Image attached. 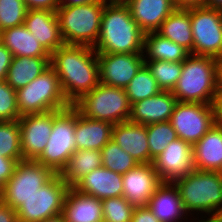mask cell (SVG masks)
I'll use <instances>...</instances> for the list:
<instances>
[{
    "label": "cell",
    "instance_id": "obj_1",
    "mask_svg": "<svg viewBox=\"0 0 222 222\" xmlns=\"http://www.w3.org/2000/svg\"><path fill=\"white\" fill-rule=\"evenodd\" d=\"M50 66L71 105L100 83L98 57L91 46L63 44L50 55Z\"/></svg>",
    "mask_w": 222,
    "mask_h": 222
},
{
    "label": "cell",
    "instance_id": "obj_2",
    "mask_svg": "<svg viewBox=\"0 0 222 222\" xmlns=\"http://www.w3.org/2000/svg\"><path fill=\"white\" fill-rule=\"evenodd\" d=\"M144 34L123 0H109L105 3L99 36L93 48L96 53H144Z\"/></svg>",
    "mask_w": 222,
    "mask_h": 222
},
{
    "label": "cell",
    "instance_id": "obj_3",
    "mask_svg": "<svg viewBox=\"0 0 222 222\" xmlns=\"http://www.w3.org/2000/svg\"><path fill=\"white\" fill-rule=\"evenodd\" d=\"M217 58L190 54L182 62L181 76L172 90L180 102L215 105Z\"/></svg>",
    "mask_w": 222,
    "mask_h": 222
},
{
    "label": "cell",
    "instance_id": "obj_4",
    "mask_svg": "<svg viewBox=\"0 0 222 222\" xmlns=\"http://www.w3.org/2000/svg\"><path fill=\"white\" fill-rule=\"evenodd\" d=\"M185 211L208 213L211 221L222 220V173L195 169L174 182Z\"/></svg>",
    "mask_w": 222,
    "mask_h": 222
},
{
    "label": "cell",
    "instance_id": "obj_5",
    "mask_svg": "<svg viewBox=\"0 0 222 222\" xmlns=\"http://www.w3.org/2000/svg\"><path fill=\"white\" fill-rule=\"evenodd\" d=\"M105 3L59 6L57 17L64 44L96 45Z\"/></svg>",
    "mask_w": 222,
    "mask_h": 222
},
{
    "label": "cell",
    "instance_id": "obj_6",
    "mask_svg": "<svg viewBox=\"0 0 222 222\" xmlns=\"http://www.w3.org/2000/svg\"><path fill=\"white\" fill-rule=\"evenodd\" d=\"M19 115L64 110L72 106L65 98L56 71L49 66L25 87L16 90Z\"/></svg>",
    "mask_w": 222,
    "mask_h": 222
},
{
    "label": "cell",
    "instance_id": "obj_7",
    "mask_svg": "<svg viewBox=\"0 0 222 222\" xmlns=\"http://www.w3.org/2000/svg\"><path fill=\"white\" fill-rule=\"evenodd\" d=\"M77 110L70 106L53 111V126L44 151L36 159L55 174H61L70 157L76 152L75 127Z\"/></svg>",
    "mask_w": 222,
    "mask_h": 222
},
{
    "label": "cell",
    "instance_id": "obj_8",
    "mask_svg": "<svg viewBox=\"0 0 222 222\" xmlns=\"http://www.w3.org/2000/svg\"><path fill=\"white\" fill-rule=\"evenodd\" d=\"M81 115L118 124L129 120L131 104L124 88L99 83L72 105Z\"/></svg>",
    "mask_w": 222,
    "mask_h": 222
},
{
    "label": "cell",
    "instance_id": "obj_9",
    "mask_svg": "<svg viewBox=\"0 0 222 222\" xmlns=\"http://www.w3.org/2000/svg\"><path fill=\"white\" fill-rule=\"evenodd\" d=\"M56 174L36 160L18 161L13 175L0 190V199L13 209L37 192Z\"/></svg>",
    "mask_w": 222,
    "mask_h": 222
},
{
    "label": "cell",
    "instance_id": "obj_10",
    "mask_svg": "<svg viewBox=\"0 0 222 222\" xmlns=\"http://www.w3.org/2000/svg\"><path fill=\"white\" fill-rule=\"evenodd\" d=\"M69 186L56 174L16 209L17 222H41L62 213Z\"/></svg>",
    "mask_w": 222,
    "mask_h": 222
},
{
    "label": "cell",
    "instance_id": "obj_11",
    "mask_svg": "<svg viewBox=\"0 0 222 222\" xmlns=\"http://www.w3.org/2000/svg\"><path fill=\"white\" fill-rule=\"evenodd\" d=\"M193 54L222 58V11L190 7Z\"/></svg>",
    "mask_w": 222,
    "mask_h": 222
},
{
    "label": "cell",
    "instance_id": "obj_12",
    "mask_svg": "<svg viewBox=\"0 0 222 222\" xmlns=\"http://www.w3.org/2000/svg\"><path fill=\"white\" fill-rule=\"evenodd\" d=\"M170 122L178 138L193 146L217 123L215 105L178 101Z\"/></svg>",
    "mask_w": 222,
    "mask_h": 222
},
{
    "label": "cell",
    "instance_id": "obj_13",
    "mask_svg": "<svg viewBox=\"0 0 222 222\" xmlns=\"http://www.w3.org/2000/svg\"><path fill=\"white\" fill-rule=\"evenodd\" d=\"M97 57L99 82L124 89L145 64L143 53H97Z\"/></svg>",
    "mask_w": 222,
    "mask_h": 222
},
{
    "label": "cell",
    "instance_id": "obj_14",
    "mask_svg": "<svg viewBox=\"0 0 222 222\" xmlns=\"http://www.w3.org/2000/svg\"><path fill=\"white\" fill-rule=\"evenodd\" d=\"M153 167L164 183H174L195 170L193 146L177 138L153 159Z\"/></svg>",
    "mask_w": 222,
    "mask_h": 222
},
{
    "label": "cell",
    "instance_id": "obj_15",
    "mask_svg": "<svg viewBox=\"0 0 222 222\" xmlns=\"http://www.w3.org/2000/svg\"><path fill=\"white\" fill-rule=\"evenodd\" d=\"M18 121L22 160H36L44 151L52 132L53 111L23 115Z\"/></svg>",
    "mask_w": 222,
    "mask_h": 222
},
{
    "label": "cell",
    "instance_id": "obj_16",
    "mask_svg": "<svg viewBox=\"0 0 222 222\" xmlns=\"http://www.w3.org/2000/svg\"><path fill=\"white\" fill-rule=\"evenodd\" d=\"M123 197L134 207H145L163 183L152 163L138 164L122 175Z\"/></svg>",
    "mask_w": 222,
    "mask_h": 222
},
{
    "label": "cell",
    "instance_id": "obj_17",
    "mask_svg": "<svg viewBox=\"0 0 222 222\" xmlns=\"http://www.w3.org/2000/svg\"><path fill=\"white\" fill-rule=\"evenodd\" d=\"M177 102L172 91H160L154 96L131 104L129 121L142 125L170 121Z\"/></svg>",
    "mask_w": 222,
    "mask_h": 222
},
{
    "label": "cell",
    "instance_id": "obj_18",
    "mask_svg": "<svg viewBox=\"0 0 222 222\" xmlns=\"http://www.w3.org/2000/svg\"><path fill=\"white\" fill-rule=\"evenodd\" d=\"M24 26L50 54L64 44L57 13L48 10H28Z\"/></svg>",
    "mask_w": 222,
    "mask_h": 222
},
{
    "label": "cell",
    "instance_id": "obj_19",
    "mask_svg": "<svg viewBox=\"0 0 222 222\" xmlns=\"http://www.w3.org/2000/svg\"><path fill=\"white\" fill-rule=\"evenodd\" d=\"M111 140L131 155L138 164L150 163L146 125L129 120L114 124Z\"/></svg>",
    "mask_w": 222,
    "mask_h": 222
},
{
    "label": "cell",
    "instance_id": "obj_20",
    "mask_svg": "<svg viewBox=\"0 0 222 222\" xmlns=\"http://www.w3.org/2000/svg\"><path fill=\"white\" fill-rule=\"evenodd\" d=\"M132 19L144 32H156L166 18L176 9L173 0H123Z\"/></svg>",
    "mask_w": 222,
    "mask_h": 222
},
{
    "label": "cell",
    "instance_id": "obj_21",
    "mask_svg": "<svg viewBox=\"0 0 222 222\" xmlns=\"http://www.w3.org/2000/svg\"><path fill=\"white\" fill-rule=\"evenodd\" d=\"M73 187L100 200L119 197L123 196V177L101 166L85 175Z\"/></svg>",
    "mask_w": 222,
    "mask_h": 222
},
{
    "label": "cell",
    "instance_id": "obj_22",
    "mask_svg": "<svg viewBox=\"0 0 222 222\" xmlns=\"http://www.w3.org/2000/svg\"><path fill=\"white\" fill-rule=\"evenodd\" d=\"M62 215L66 222H103L102 200L70 187L65 196Z\"/></svg>",
    "mask_w": 222,
    "mask_h": 222
},
{
    "label": "cell",
    "instance_id": "obj_23",
    "mask_svg": "<svg viewBox=\"0 0 222 222\" xmlns=\"http://www.w3.org/2000/svg\"><path fill=\"white\" fill-rule=\"evenodd\" d=\"M193 163L197 170L222 171V124L216 123L193 145Z\"/></svg>",
    "mask_w": 222,
    "mask_h": 222
},
{
    "label": "cell",
    "instance_id": "obj_24",
    "mask_svg": "<svg viewBox=\"0 0 222 222\" xmlns=\"http://www.w3.org/2000/svg\"><path fill=\"white\" fill-rule=\"evenodd\" d=\"M113 124L86 118L77 111L74 131L77 150H101L112 138Z\"/></svg>",
    "mask_w": 222,
    "mask_h": 222
},
{
    "label": "cell",
    "instance_id": "obj_25",
    "mask_svg": "<svg viewBox=\"0 0 222 222\" xmlns=\"http://www.w3.org/2000/svg\"><path fill=\"white\" fill-rule=\"evenodd\" d=\"M147 206L161 222H178L188 213L174 183L163 182L150 197Z\"/></svg>",
    "mask_w": 222,
    "mask_h": 222
},
{
    "label": "cell",
    "instance_id": "obj_26",
    "mask_svg": "<svg viewBox=\"0 0 222 222\" xmlns=\"http://www.w3.org/2000/svg\"><path fill=\"white\" fill-rule=\"evenodd\" d=\"M0 43L13 57H50V53L33 37L24 24L0 32Z\"/></svg>",
    "mask_w": 222,
    "mask_h": 222
},
{
    "label": "cell",
    "instance_id": "obj_27",
    "mask_svg": "<svg viewBox=\"0 0 222 222\" xmlns=\"http://www.w3.org/2000/svg\"><path fill=\"white\" fill-rule=\"evenodd\" d=\"M162 37L183 46L193 54V36L189 8H176L156 31Z\"/></svg>",
    "mask_w": 222,
    "mask_h": 222
},
{
    "label": "cell",
    "instance_id": "obj_28",
    "mask_svg": "<svg viewBox=\"0 0 222 222\" xmlns=\"http://www.w3.org/2000/svg\"><path fill=\"white\" fill-rule=\"evenodd\" d=\"M50 66V57H13L5 81L14 89L28 85Z\"/></svg>",
    "mask_w": 222,
    "mask_h": 222
},
{
    "label": "cell",
    "instance_id": "obj_29",
    "mask_svg": "<svg viewBox=\"0 0 222 222\" xmlns=\"http://www.w3.org/2000/svg\"><path fill=\"white\" fill-rule=\"evenodd\" d=\"M143 49L146 51L144 61H168V62H183L190 52L183 46L162 37L157 32H148L144 34Z\"/></svg>",
    "mask_w": 222,
    "mask_h": 222
},
{
    "label": "cell",
    "instance_id": "obj_30",
    "mask_svg": "<svg viewBox=\"0 0 222 222\" xmlns=\"http://www.w3.org/2000/svg\"><path fill=\"white\" fill-rule=\"evenodd\" d=\"M101 166V150H77L60 175L69 187H73L85 175Z\"/></svg>",
    "mask_w": 222,
    "mask_h": 222
},
{
    "label": "cell",
    "instance_id": "obj_31",
    "mask_svg": "<svg viewBox=\"0 0 222 222\" xmlns=\"http://www.w3.org/2000/svg\"><path fill=\"white\" fill-rule=\"evenodd\" d=\"M162 91L156 79L144 64L130 83L125 87L130 104L154 96Z\"/></svg>",
    "mask_w": 222,
    "mask_h": 222
},
{
    "label": "cell",
    "instance_id": "obj_32",
    "mask_svg": "<svg viewBox=\"0 0 222 222\" xmlns=\"http://www.w3.org/2000/svg\"><path fill=\"white\" fill-rule=\"evenodd\" d=\"M150 150V163L161 154L167 145L178 138L170 121L146 125Z\"/></svg>",
    "mask_w": 222,
    "mask_h": 222
},
{
    "label": "cell",
    "instance_id": "obj_33",
    "mask_svg": "<svg viewBox=\"0 0 222 222\" xmlns=\"http://www.w3.org/2000/svg\"><path fill=\"white\" fill-rule=\"evenodd\" d=\"M162 91H172L181 76L182 62L145 61Z\"/></svg>",
    "mask_w": 222,
    "mask_h": 222
},
{
    "label": "cell",
    "instance_id": "obj_34",
    "mask_svg": "<svg viewBox=\"0 0 222 222\" xmlns=\"http://www.w3.org/2000/svg\"><path fill=\"white\" fill-rule=\"evenodd\" d=\"M0 156L22 160L19 121L0 122Z\"/></svg>",
    "mask_w": 222,
    "mask_h": 222
},
{
    "label": "cell",
    "instance_id": "obj_35",
    "mask_svg": "<svg viewBox=\"0 0 222 222\" xmlns=\"http://www.w3.org/2000/svg\"><path fill=\"white\" fill-rule=\"evenodd\" d=\"M101 156L104 168L122 175L138 165L134 158L113 140L101 149Z\"/></svg>",
    "mask_w": 222,
    "mask_h": 222
},
{
    "label": "cell",
    "instance_id": "obj_36",
    "mask_svg": "<svg viewBox=\"0 0 222 222\" xmlns=\"http://www.w3.org/2000/svg\"><path fill=\"white\" fill-rule=\"evenodd\" d=\"M27 11L24 0H0V32L24 24Z\"/></svg>",
    "mask_w": 222,
    "mask_h": 222
},
{
    "label": "cell",
    "instance_id": "obj_37",
    "mask_svg": "<svg viewBox=\"0 0 222 222\" xmlns=\"http://www.w3.org/2000/svg\"><path fill=\"white\" fill-rule=\"evenodd\" d=\"M134 208L123 196L103 199V222H131Z\"/></svg>",
    "mask_w": 222,
    "mask_h": 222
},
{
    "label": "cell",
    "instance_id": "obj_38",
    "mask_svg": "<svg viewBox=\"0 0 222 222\" xmlns=\"http://www.w3.org/2000/svg\"><path fill=\"white\" fill-rule=\"evenodd\" d=\"M16 90L5 80H0V122L19 120Z\"/></svg>",
    "mask_w": 222,
    "mask_h": 222
},
{
    "label": "cell",
    "instance_id": "obj_39",
    "mask_svg": "<svg viewBox=\"0 0 222 222\" xmlns=\"http://www.w3.org/2000/svg\"><path fill=\"white\" fill-rule=\"evenodd\" d=\"M17 163L15 159L0 156V190L13 175Z\"/></svg>",
    "mask_w": 222,
    "mask_h": 222
},
{
    "label": "cell",
    "instance_id": "obj_40",
    "mask_svg": "<svg viewBox=\"0 0 222 222\" xmlns=\"http://www.w3.org/2000/svg\"><path fill=\"white\" fill-rule=\"evenodd\" d=\"M28 10H48L57 11L60 6V0H24Z\"/></svg>",
    "mask_w": 222,
    "mask_h": 222
},
{
    "label": "cell",
    "instance_id": "obj_41",
    "mask_svg": "<svg viewBox=\"0 0 222 222\" xmlns=\"http://www.w3.org/2000/svg\"><path fill=\"white\" fill-rule=\"evenodd\" d=\"M131 222H161L148 206L135 207Z\"/></svg>",
    "mask_w": 222,
    "mask_h": 222
},
{
    "label": "cell",
    "instance_id": "obj_42",
    "mask_svg": "<svg viewBox=\"0 0 222 222\" xmlns=\"http://www.w3.org/2000/svg\"><path fill=\"white\" fill-rule=\"evenodd\" d=\"M12 59V53L0 43V80L6 79Z\"/></svg>",
    "mask_w": 222,
    "mask_h": 222
},
{
    "label": "cell",
    "instance_id": "obj_43",
    "mask_svg": "<svg viewBox=\"0 0 222 222\" xmlns=\"http://www.w3.org/2000/svg\"><path fill=\"white\" fill-rule=\"evenodd\" d=\"M0 222H17L16 210L0 199Z\"/></svg>",
    "mask_w": 222,
    "mask_h": 222
},
{
    "label": "cell",
    "instance_id": "obj_44",
    "mask_svg": "<svg viewBox=\"0 0 222 222\" xmlns=\"http://www.w3.org/2000/svg\"><path fill=\"white\" fill-rule=\"evenodd\" d=\"M176 8L204 6L205 0H173Z\"/></svg>",
    "mask_w": 222,
    "mask_h": 222
},
{
    "label": "cell",
    "instance_id": "obj_45",
    "mask_svg": "<svg viewBox=\"0 0 222 222\" xmlns=\"http://www.w3.org/2000/svg\"><path fill=\"white\" fill-rule=\"evenodd\" d=\"M109 0H60V6H77L90 3H106Z\"/></svg>",
    "mask_w": 222,
    "mask_h": 222
},
{
    "label": "cell",
    "instance_id": "obj_46",
    "mask_svg": "<svg viewBox=\"0 0 222 222\" xmlns=\"http://www.w3.org/2000/svg\"><path fill=\"white\" fill-rule=\"evenodd\" d=\"M217 94H222V58L217 60Z\"/></svg>",
    "mask_w": 222,
    "mask_h": 222
},
{
    "label": "cell",
    "instance_id": "obj_47",
    "mask_svg": "<svg viewBox=\"0 0 222 222\" xmlns=\"http://www.w3.org/2000/svg\"><path fill=\"white\" fill-rule=\"evenodd\" d=\"M216 120L222 124V94H218L215 101Z\"/></svg>",
    "mask_w": 222,
    "mask_h": 222
},
{
    "label": "cell",
    "instance_id": "obj_48",
    "mask_svg": "<svg viewBox=\"0 0 222 222\" xmlns=\"http://www.w3.org/2000/svg\"><path fill=\"white\" fill-rule=\"evenodd\" d=\"M204 6L222 11V0H205Z\"/></svg>",
    "mask_w": 222,
    "mask_h": 222
},
{
    "label": "cell",
    "instance_id": "obj_49",
    "mask_svg": "<svg viewBox=\"0 0 222 222\" xmlns=\"http://www.w3.org/2000/svg\"><path fill=\"white\" fill-rule=\"evenodd\" d=\"M41 222H66L65 218L63 217L62 213L46 218L42 220Z\"/></svg>",
    "mask_w": 222,
    "mask_h": 222
},
{
    "label": "cell",
    "instance_id": "obj_50",
    "mask_svg": "<svg viewBox=\"0 0 222 222\" xmlns=\"http://www.w3.org/2000/svg\"><path fill=\"white\" fill-rule=\"evenodd\" d=\"M205 222H222V220L221 221H211V220L207 219V220H205Z\"/></svg>",
    "mask_w": 222,
    "mask_h": 222
}]
</instances>
